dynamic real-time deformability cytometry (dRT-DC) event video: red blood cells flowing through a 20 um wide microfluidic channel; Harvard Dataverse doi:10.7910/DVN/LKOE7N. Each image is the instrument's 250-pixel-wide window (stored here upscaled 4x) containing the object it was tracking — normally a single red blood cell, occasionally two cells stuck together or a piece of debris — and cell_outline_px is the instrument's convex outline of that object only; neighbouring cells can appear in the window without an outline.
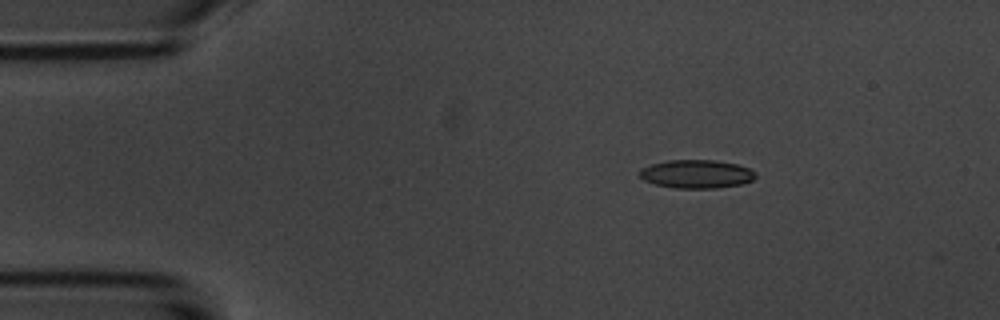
{"species": "common noctule bat (a hibernating species)", "species_latin": "Nyctalus noctula", "temperature_condition": "room temperature", "stored_images_in_passage": 3, "camera_frame_rate_fps": 3000, "um_per_image_px": 0.085, "animal": {"sex": "male", "body_mass_g": 20.1, "forearm_length_mm": 53.5}, "frame": {"image": 1, "passage_image": 1, "time_ms": 0.0, "image_size_px": [1000, 320], "cell_outline_px": [[756, 176], [752, 180], [740, 184], [716, 188], [676, 188], [656, 184], [644, 180], [640, 176], [640, 168], [652, 164], [668, 160], [712, 160], [736, 164], [748, 168], [756, 172]], "centroid_in_image_um": [59.2, 14.79], "position_along_channel_um": 25.8, "area_um2": 19.02}}